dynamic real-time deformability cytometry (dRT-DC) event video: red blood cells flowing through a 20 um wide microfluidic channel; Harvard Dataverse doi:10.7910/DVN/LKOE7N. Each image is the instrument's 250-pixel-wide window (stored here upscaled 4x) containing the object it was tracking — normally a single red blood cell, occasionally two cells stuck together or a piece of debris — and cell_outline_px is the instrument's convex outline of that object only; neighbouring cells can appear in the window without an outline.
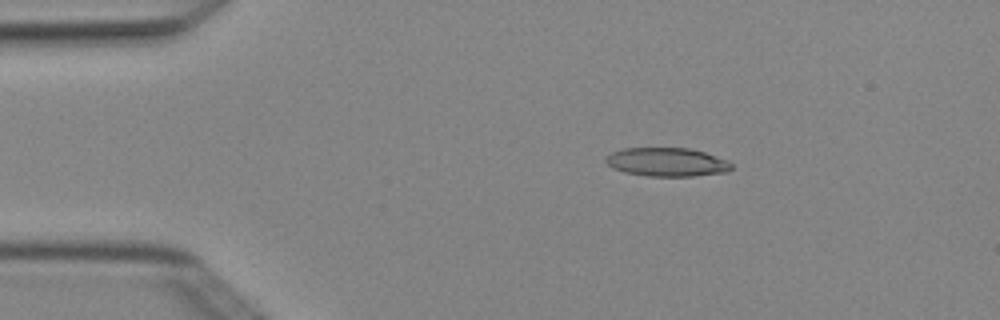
{"species": "Egyptian fruit bat (a non-hibernating species)", "species_latin": "Rousettus aegyptiacus", "temperature_condition": "cold", "stored_images_in_passage": 5, "camera_frame_rate_fps": 3000, "um_per_image_px": 0.085, "animal": {"sex": "female"}, "frame": {"image": 1, "passage_image": 3, "time_ms": 0.667, "image_size_px": [1000, 320], "cell_outline_px": [[732, 168], [728, 172], [692, 176], [648, 176], [624, 172], [612, 168], [604, 160], [612, 152], [624, 148], [688, 148], [704, 152], [728, 160], [732, 164]], "centroid_in_image_um": [56.7, 13.78], "position_along_channel_um": 28.3, "area_um2": 20.98}}
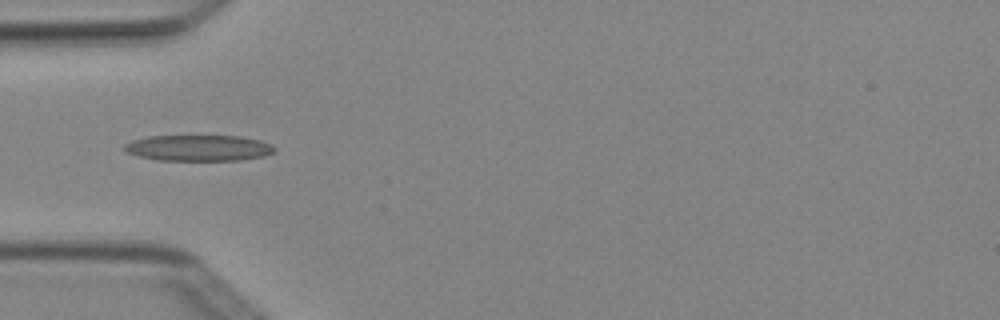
{"frame": {"image": 2, "passage_image": 5, "time_ms": 1.333, "image_size_px": [1000, 320], "cell_outline_px": [[276, 148], [272, 152], [264, 156], [240, 160], [156, 160], [140, 156], [128, 152], [124, 148], [124, 144], [132, 140], [148, 136], [240, 136], [260, 140], [272, 144]], "centroid_in_image_um": [16.9, 12.57], "position_along_channel_um": 68.1, "area_um2": 22.66}}